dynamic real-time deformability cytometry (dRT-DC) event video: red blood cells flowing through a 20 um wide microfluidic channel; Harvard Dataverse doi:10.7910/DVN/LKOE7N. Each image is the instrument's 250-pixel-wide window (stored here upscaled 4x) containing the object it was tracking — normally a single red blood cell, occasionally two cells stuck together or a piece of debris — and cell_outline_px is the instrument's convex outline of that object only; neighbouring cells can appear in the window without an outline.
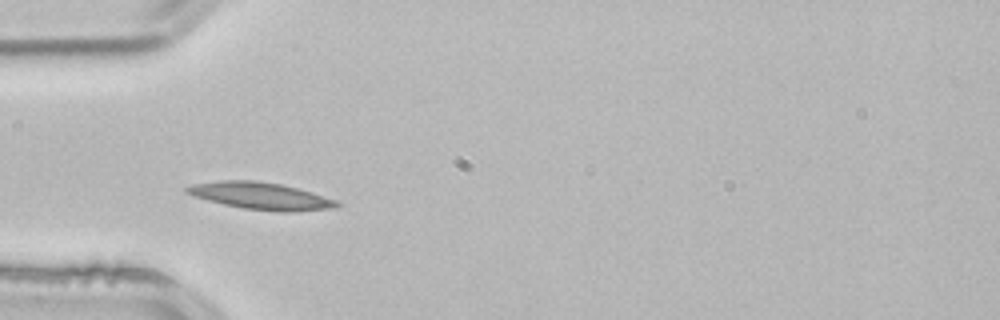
{"species": "common noctule bat (a hibernating species)", "species_latin": "Nyctalus noctula", "temperature_condition": "room temperature", "stored_images_in_passage": 3, "camera_frame_rate_fps": 3000, "um_per_image_px": 0.085, "animal": {"sex": "male", "body_mass_g": 21.5, "forearm_length_mm": 52.0}, "frame": {"image": 1, "passage_image": 3, "time_ms": 0.667, "image_size_px": [1000, 320], "cell_outline_px": [[340, 204], [336, 208], [296, 212], [280, 212], [244, 208], [224, 204], [208, 200], [184, 192], [184, 188], [192, 184], [216, 180], [256, 180], [280, 184], [312, 192], [336, 200]], "centroid_in_image_um": [22.17, 16.65], "position_along_channel_um": 62.8, "area_um2": 23.7}}